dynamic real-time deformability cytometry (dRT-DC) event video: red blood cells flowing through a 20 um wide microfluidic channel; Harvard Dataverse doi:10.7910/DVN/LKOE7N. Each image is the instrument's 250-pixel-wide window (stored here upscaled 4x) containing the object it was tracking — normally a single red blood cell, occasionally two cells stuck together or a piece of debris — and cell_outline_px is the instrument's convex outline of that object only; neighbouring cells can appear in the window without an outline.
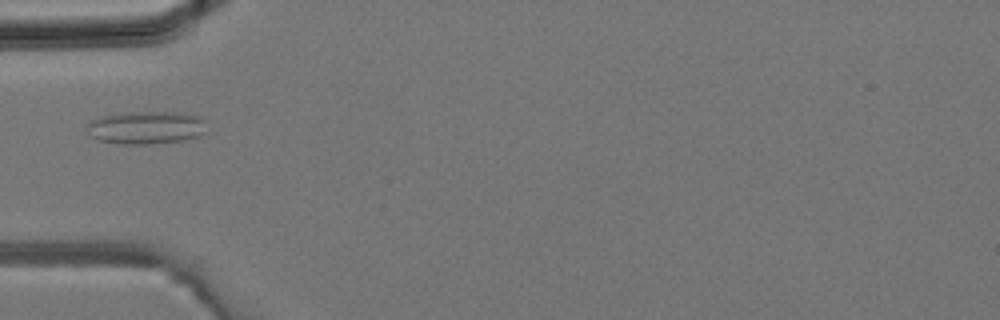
{"species": "common noctule bat (a hibernating species)", "species_latin": "Nyctalus noctula", "temperature_condition": "room temperature", "stored_images_in_passage": 3, "camera_frame_rate_fps": 3000, "um_per_image_px": 0.085, "animal": {"sex": "male", "body_mass_g": 19.2, "forearm_length_mm": 51.8}, "frame": {"image": 1, "passage_image": 3, "time_ms": 0.667, "image_size_px": [1000, 320], "cell_outline_px": [[208, 132], [200, 136], [180, 140], [152, 144], [116, 144], [96, 140], [88, 136], [84, 128], [88, 120], [104, 116], [128, 112], [176, 112], [196, 116], [208, 120]], "centroid_in_image_um": [12.39, 10.85], "position_along_channel_um": 72.6, "area_um2": 23.64}}